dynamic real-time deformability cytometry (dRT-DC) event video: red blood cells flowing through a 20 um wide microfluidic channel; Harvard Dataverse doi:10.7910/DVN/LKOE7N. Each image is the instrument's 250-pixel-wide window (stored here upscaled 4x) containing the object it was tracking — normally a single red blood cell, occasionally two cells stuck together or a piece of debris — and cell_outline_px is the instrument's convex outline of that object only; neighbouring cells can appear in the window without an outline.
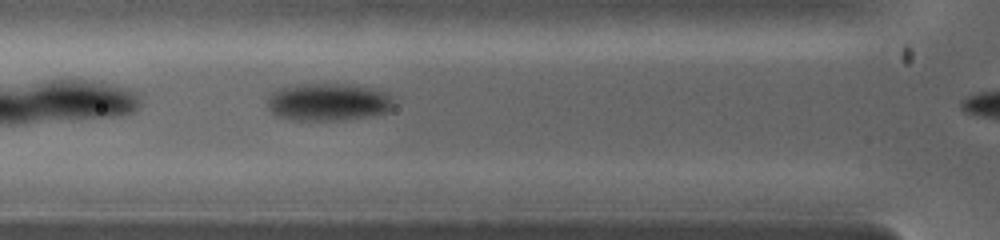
{"species": "common noctule bat (a hibernating species)", "species_latin": "Nyctalus noctula", "temperature_condition": "warm", "stored_images_in_passage": 2, "camera_frame_rate_fps": 5000, "um_per_image_px": 0.085, "animal": {"sex": "female", "body_mass_g": 19.0, "forearm_length_mm": 53.3}, "frame": {"image": 1, "passage_image": 2, "time_ms": 0.4, "image_size_px": [1000, 240], "cell_outline_px": [[392, 108], [388, 112], [368, 116], [332, 120], [296, 120], [276, 116], [268, 108], [268, 100], [272, 92], [276, 88], [296, 84], [340, 84], [372, 88], [384, 92], [392, 100]], "centroid_in_image_um": [27.84, 8.67], "position_along_channel_um": 98.0, "area_um2": 27.34}}